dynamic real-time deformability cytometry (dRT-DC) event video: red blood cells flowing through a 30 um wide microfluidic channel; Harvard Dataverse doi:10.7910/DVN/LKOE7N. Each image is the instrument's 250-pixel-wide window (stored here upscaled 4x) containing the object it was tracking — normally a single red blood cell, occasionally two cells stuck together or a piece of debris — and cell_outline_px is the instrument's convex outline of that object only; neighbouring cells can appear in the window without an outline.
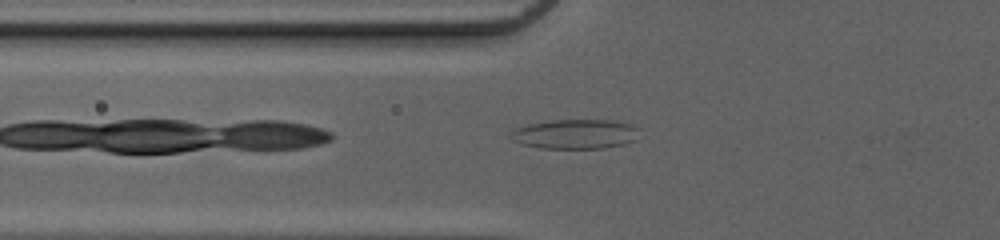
{"species": "common noctule bat (a hibernating species)", "species_latin": "Nyctalus noctula", "temperature_condition": "cold", "stored_images_in_passage": 30, "camera_frame_rate_fps": 3000, "um_per_image_px": 0.085, "animal": {"sex": "female", "body_mass_g": 20.0, "forearm_length_mm": 54.0}, "frame": {"image": 1, "passage_image": 2, "time_ms": 0.333, "image_size_px": [1000, 240], "cell_outline_px": [[636, 128], [632, 140], [620, 144], [604, 148], [540, 148], [524, 144], [508, 136], [516, 128], [528, 124], [552, 120], [608, 120], [628, 124]], "centroid_in_image_um": [48.8, 11.39], "position_along_channel_um": 77.0, "area_um2": 21.39}}
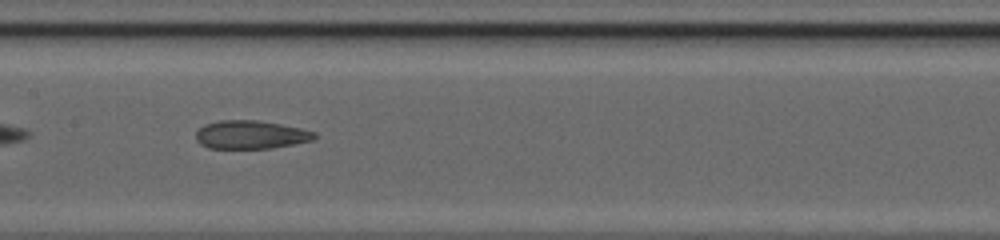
{"frame": {"image": 2, "passage_image": 10, "time_ms": 3.0, "image_size_px": [1000, 240], "cell_outline_px": [[316, 136], [312, 140], [272, 148], [208, 148], [200, 144], [196, 140], [196, 132], [204, 124], [220, 120], [256, 120], [280, 124], [300, 128], [316, 132]], "centroid_in_image_um": [21.28, 11.44], "position_along_channel_um": 186.1, "area_um2": 19.48}}
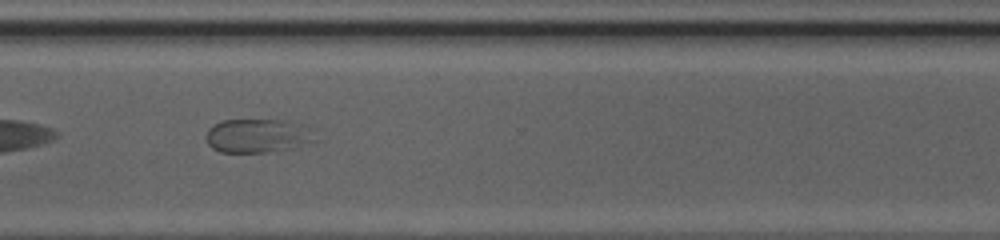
{"frame": {"image": 3, "passage_image": 22, "time_ms": 7.0, "image_size_px": [1000, 240], "cell_outline_px": [[296, 124], [292, 136], [284, 148], [268, 152], [220, 152], [212, 148], [208, 144], [208, 128], [224, 120], [276, 120]], "centroid_in_image_um": [21.25, 11.53], "position_along_channel_um": 349.3, "area_um2": 17.86}}